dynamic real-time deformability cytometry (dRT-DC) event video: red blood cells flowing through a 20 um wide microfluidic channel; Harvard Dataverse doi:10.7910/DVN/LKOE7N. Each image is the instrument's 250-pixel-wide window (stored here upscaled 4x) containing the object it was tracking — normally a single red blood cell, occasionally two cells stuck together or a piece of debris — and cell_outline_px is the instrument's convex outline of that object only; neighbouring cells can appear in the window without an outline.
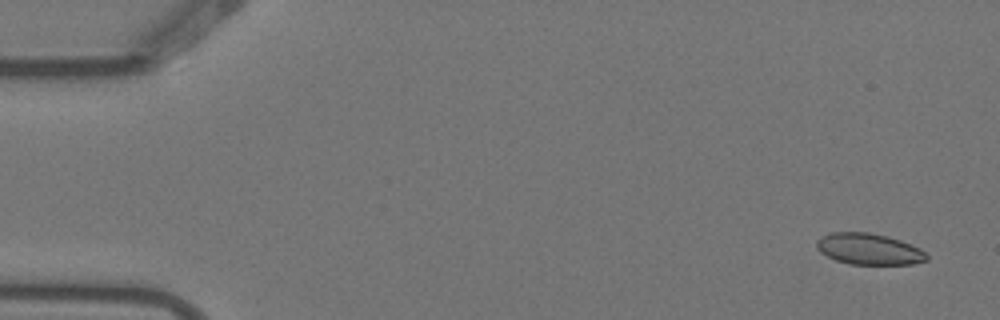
{"species": "Egyptian fruit bat (a non-hibernating species)", "species_latin": "Rousettus aegyptiacus", "temperature_condition": "warm", "stored_images_in_passage": 8, "camera_frame_rate_fps": 3000, "um_per_image_px": 0.085, "animal": {"sex": "female"}, "frame": {"image": 1, "passage_image": 1, "time_ms": 0.0, "image_size_px": [1000, 320], "cell_outline_px": [[928, 260], [912, 264], [848, 264], [836, 260], [820, 252], [816, 248], [816, 240], [820, 236], [832, 232], [868, 232], [888, 236], [900, 240], [920, 248], [928, 256]], "centroid_in_image_um": [73.84, 21.16], "position_along_channel_um": 11.2, "area_um2": 20.11}}
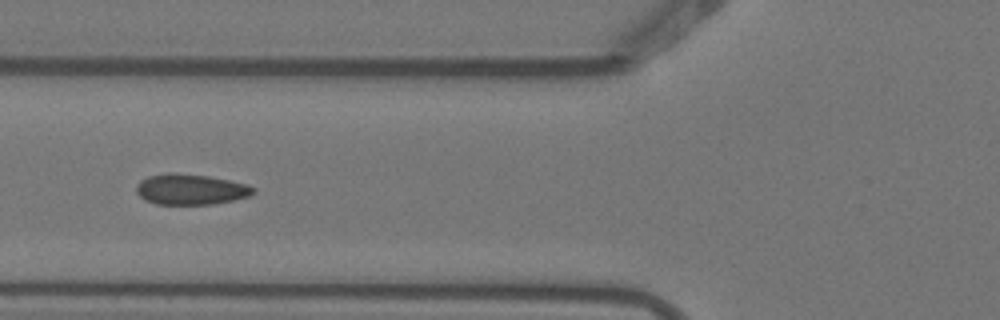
{"frame": {"image": 2, "passage_image": 6, "time_ms": 1.667, "image_size_px": [1000, 320], "cell_outline_px": [[256, 192], [248, 196], [232, 200], [212, 204], [156, 204], [144, 200], [136, 192], [136, 184], [140, 180], [148, 176], [168, 172], [176, 172], [208, 176], [248, 184], [256, 188]], "centroid_in_image_um": [16.18, 16.08], "position_along_channel_um": 109.6, "area_um2": 21.04}}
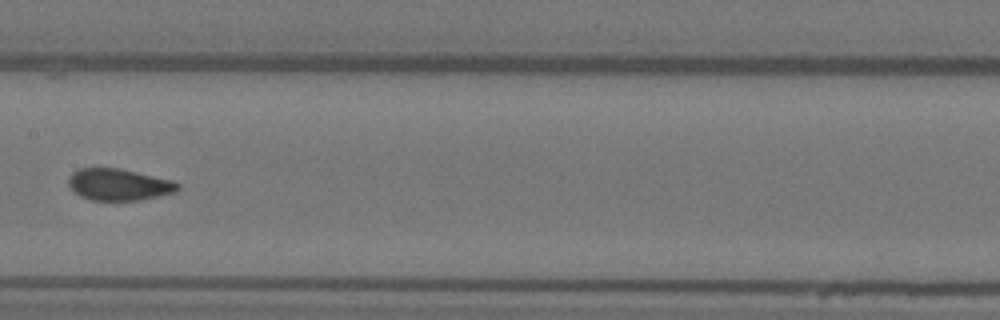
{"frame": {"image": 3, "passage_image": 8, "time_ms": 2.333, "image_size_px": [1000, 320], "cell_outline_px": [[180, 188], [176, 192], [140, 200], [92, 200], [80, 196], [68, 184], [68, 176], [72, 172], [80, 168], [120, 168], [172, 180], [180, 184]], "centroid_in_image_um": [10.11, 15.68], "position_along_channel_um": 197.3, "area_um2": 20.17}}